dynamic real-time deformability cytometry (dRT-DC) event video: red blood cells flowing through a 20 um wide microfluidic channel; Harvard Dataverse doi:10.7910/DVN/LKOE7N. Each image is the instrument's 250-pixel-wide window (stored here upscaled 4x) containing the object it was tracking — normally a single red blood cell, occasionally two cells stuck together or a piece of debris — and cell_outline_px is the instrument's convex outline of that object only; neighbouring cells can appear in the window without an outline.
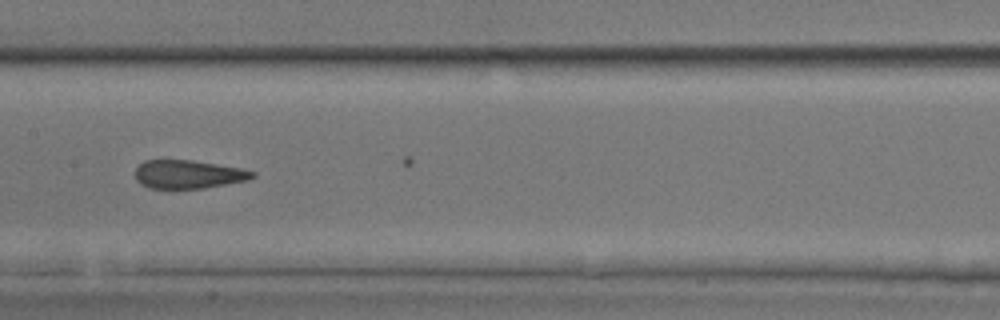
{"species": "common noctule bat (a hibernating species)", "species_latin": "Nyctalus noctula", "temperature_condition": "room temperature", "stored_images_in_passage": 21, "camera_frame_rate_fps": 3000, "um_per_image_px": 0.085, "animal": {"sex": "male", "body_mass_g": 17.9, "forearm_length_mm": 54.2}, "frame": {"image": 1, "passage_image": 12, "time_ms": 3.667, "image_size_px": [1000, 320], "cell_outline_px": [[256, 176], [248, 180], [204, 188], [152, 188], [140, 184], [136, 180], [136, 168], [144, 160], [192, 160], [240, 168], [256, 172]], "centroid_in_image_um": [16.01, 14.81], "position_along_channel_um": 191.4, "area_um2": 19.31}}